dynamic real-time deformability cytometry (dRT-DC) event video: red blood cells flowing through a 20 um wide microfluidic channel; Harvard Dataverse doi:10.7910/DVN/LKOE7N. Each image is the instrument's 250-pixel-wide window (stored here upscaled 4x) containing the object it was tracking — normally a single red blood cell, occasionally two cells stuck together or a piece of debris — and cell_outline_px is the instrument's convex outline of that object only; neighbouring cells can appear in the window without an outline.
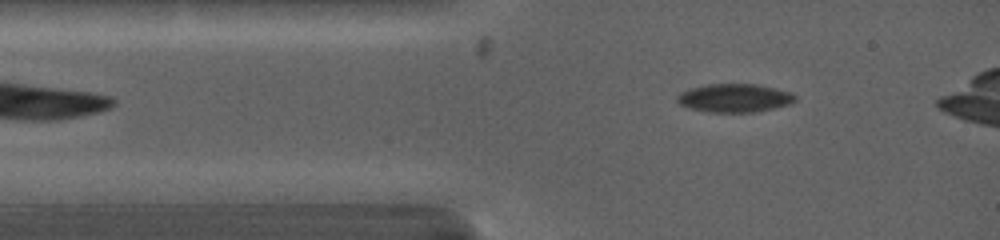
{"species": "common noctule bat (a hibernating species)", "species_latin": "Nyctalus noctula", "temperature_condition": "warm", "stored_images_in_passage": 14, "camera_frame_rate_fps": 5000, "um_per_image_px": 0.085, "animal": {"sex": "female", "body_mass_g": 19.0, "forearm_length_mm": 53.3}, "frame": {"image": 1, "passage_image": 4, "time_ms": 1.0, "image_size_px": [1000, 240], "cell_outline_px": [[796, 100], [792, 104], [756, 112], [708, 112], [688, 108], [680, 104], [676, 100], [676, 96], [680, 92], [704, 84], [756, 84], [792, 92], [796, 96]], "centroid_in_image_um": [62.44, 8.33], "position_along_channel_um": 22.6, "area_um2": 19.71}}
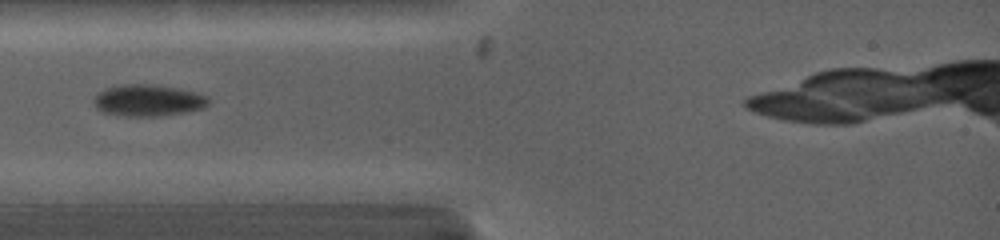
{"frame": {"image": 2, "passage_image": 9, "time_ms": 2.6, "image_size_px": [1000, 240], "cell_outline_px": [[208, 104], [204, 108], [184, 112], [160, 116], [128, 116], [104, 112], [96, 108], [92, 100], [100, 92], [108, 88], [124, 84], [152, 84], [180, 88], [196, 92], [208, 96]], "centroid_in_image_um": [12.62, 8.53], "position_along_channel_um": 72.4, "area_um2": 21.04}}